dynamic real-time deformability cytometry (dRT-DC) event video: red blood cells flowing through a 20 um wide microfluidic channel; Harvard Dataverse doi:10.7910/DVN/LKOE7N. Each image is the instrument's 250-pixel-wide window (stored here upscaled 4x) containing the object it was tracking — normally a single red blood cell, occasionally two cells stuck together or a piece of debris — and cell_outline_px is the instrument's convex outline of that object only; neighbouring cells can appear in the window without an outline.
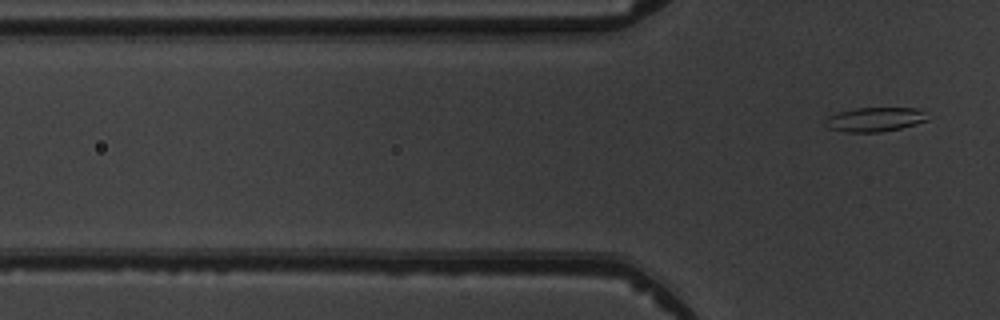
{"species": "common noctule bat (a hibernating species)", "species_latin": "Nyctalus noctula", "temperature_condition": "warm", "stored_images_in_passage": 5, "segment_of_instrument_passage": [2, 2], "camera_frame_rate_fps": 3000, "um_per_image_px": 0.085, "animal": {"sex": "male", "body_mass_g": 19.5, "forearm_length_mm": 54.6}, "frame": {"image": 1, "passage_image": 5, "time_ms": 4.667, "image_size_px": [1000, 320], "cell_outline_px": [[928, 120], [900, 128], [880, 132], [848, 132], [828, 128], [824, 124], [824, 120], [828, 116], [840, 112], [856, 108], [920, 108], [924, 112]], "centroid_in_image_um": [74.34, 10.15], "position_along_channel_um": 51.5, "area_um2": 14.33}}